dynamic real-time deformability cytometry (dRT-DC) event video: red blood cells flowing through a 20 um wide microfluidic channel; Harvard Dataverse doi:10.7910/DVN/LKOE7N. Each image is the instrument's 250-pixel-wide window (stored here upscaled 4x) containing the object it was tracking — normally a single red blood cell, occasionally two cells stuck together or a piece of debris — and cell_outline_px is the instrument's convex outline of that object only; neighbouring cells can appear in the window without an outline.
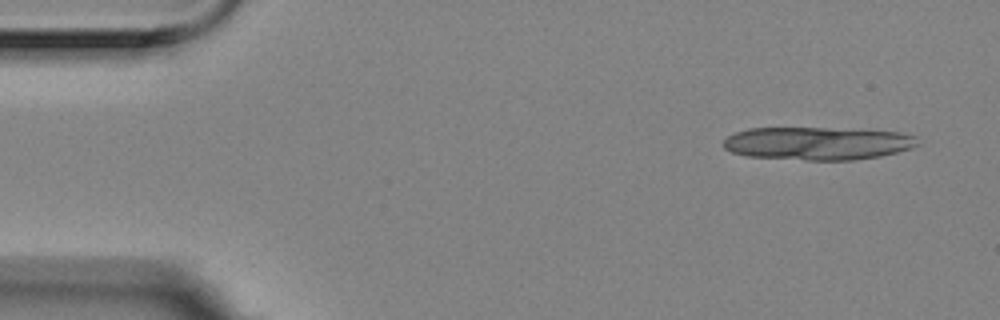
{"species": "Egyptian fruit bat (a non-hibernating species)", "species_latin": "Rousettus aegyptiacus", "temperature_condition": "room temperature", "stored_images_in_passage": 4, "camera_frame_rate_fps": 3000, "um_per_image_px": 0.085, "animal": {"sex": "female"}, "frame": {"image": 1, "passage_image": 1, "time_ms": 0.0, "image_size_px": [1000, 320], "cell_outline_px": [[916, 144], [908, 148], [896, 152], [880, 156], [852, 160], [808, 160], [748, 156], [732, 152], [724, 148], [724, 140], [728, 136], [736, 132], [748, 128], [824, 128], [900, 132], [916, 136]], "centroid_in_image_um": [69.45, 12.18], "position_along_channel_um": 15.6, "area_um2": 36.88}}